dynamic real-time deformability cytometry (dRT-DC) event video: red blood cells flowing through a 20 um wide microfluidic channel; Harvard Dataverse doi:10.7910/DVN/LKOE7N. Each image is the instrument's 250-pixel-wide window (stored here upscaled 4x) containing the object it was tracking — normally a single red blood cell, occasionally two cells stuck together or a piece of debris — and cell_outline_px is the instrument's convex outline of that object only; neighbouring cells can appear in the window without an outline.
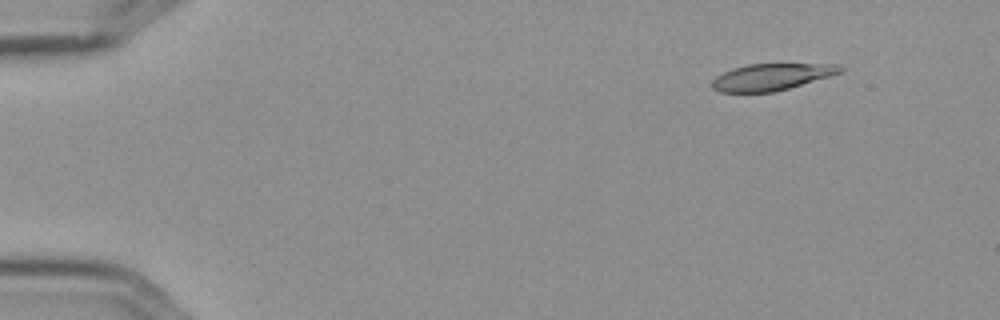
{"species": "Egyptian fruit bat (a non-hibernating species)", "species_latin": "Rousettus aegyptiacus", "temperature_condition": "cold", "stored_images_in_passage": 5, "camera_frame_rate_fps": 3000, "um_per_image_px": 0.085, "frame": {"image": 1, "passage_image": 2, "time_ms": 0.333, "image_size_px": [1000, 320], "cell_outline_px": [[844, 72], [788, 88], [772, 92], [720, 92], [712, 88], [712, 80], [716, 76], [732, 68], [748, 64], [840, 64], [844, 68]], "centroid_in_image_um": [65.59, 6.53], "position_along_channel_um": 19.4, "area_um2": 19.88}}
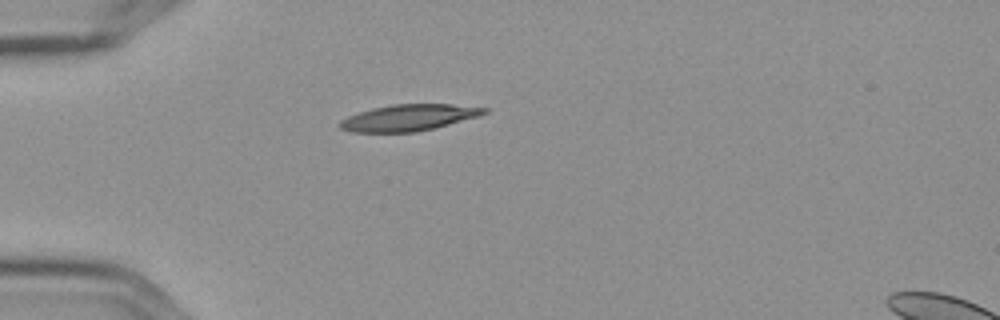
{"frame": {"image": 2, "passage_image": 5, "time_ms": 1.333, "image_size_px": [1000, 320], "cell_outline_px": [[488, 112], [476, 116], [448, 124], [416, 132], [352, 132], [340, 128], [336, 124], [340, 120], [348, 116], [372, 108], [392, 104], [452, 104], [488, 108]], "centroid_in_image_um": [34.68, 9.99], "position_along_channel_um": 50.3, "area_um2": 21.96}}